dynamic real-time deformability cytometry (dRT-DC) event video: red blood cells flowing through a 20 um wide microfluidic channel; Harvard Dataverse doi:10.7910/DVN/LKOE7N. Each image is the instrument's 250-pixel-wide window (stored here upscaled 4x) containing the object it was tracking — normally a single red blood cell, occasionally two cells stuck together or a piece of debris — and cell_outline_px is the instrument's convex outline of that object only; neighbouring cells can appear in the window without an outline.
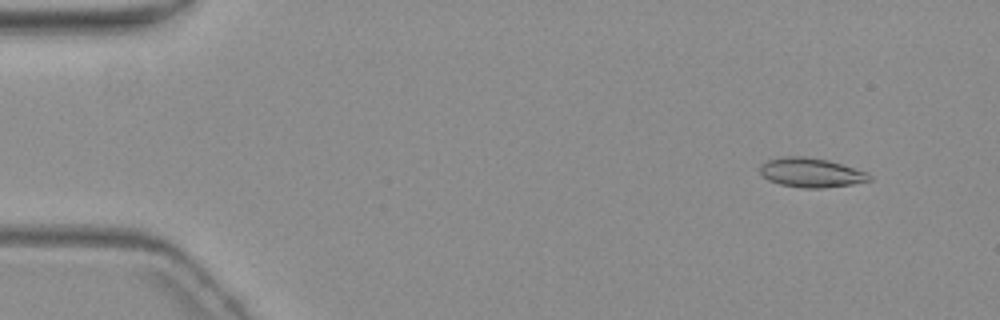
{"species": "common noctule bat (a hibernating species)", "species_latin": "Nyctalus noctula", "temperature_condition": "warm", "stored_images_in_passage": 8, "camera_frame_rate_fps": 3000, "um_per_image_px": 0.085, "animal": {"sex": "female", "body_mass_g": 19.3, "forearm_length_mm": 54.1}, "frame": {"image": 1, "passage_image": 2, "time_ms": 1.333, "image_size_px": [1000, 320], "cell_outline_px": [[872, 180], [852, 184], [820, 188], [800, 188], [780, 184], [768, 180], [760, 172], [760, 164], [768, 160], [784, 156], [804, 156], [828, 160], [868, 172], [872, 176]], "centroid_in_image_um": [68.95, 14.67], "position_along_channel_um": 16.1, "area_um2": 18.73}}
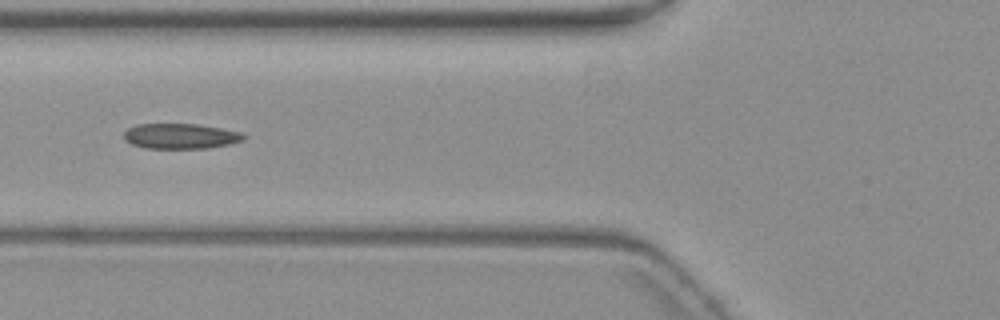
{"frame": {"image": 2, "passage_image": 6, "time_ms": 7.0, "image_size_px": [1000, 320], "cell_outline_px": [[248, 136], [244, 140], [228, 144], [208, 148], [144, 148], [132, 144], [124, 140], [124, 132], [128, 128], [136, 124], [196, 124], [220, 128], [240, 132]], "centroid_in_image_um": [15.33, 11.57], "position_along_channel_um": 110.5, "area_um2": 17.63}}
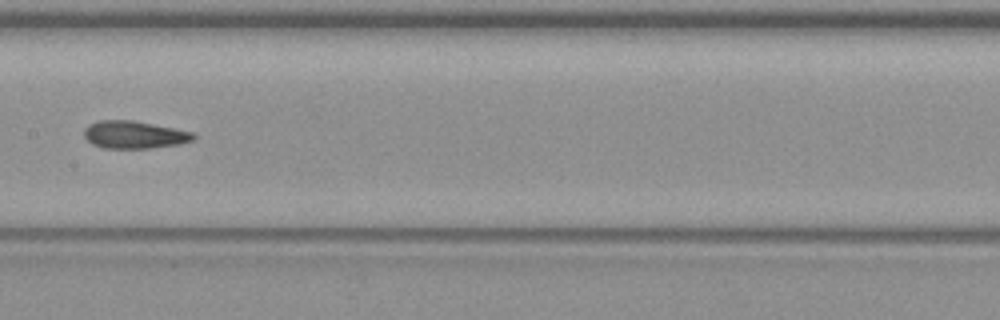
{"frame": {"image": 3, "passage_image": 8, "time_ms": 9.333, "image_size_px": [1000, 320], "cell_outline_px": [[196, 140], [180, 144], [152, 148], [104, 148], [92, 144], [84, 136], [84, 128], [88, 124], [100, 120], [132, 120], [192, 132], [196, 136]], "centroid_in_image_um": [11.41, 11.46], "position_along_channel_um": 196.0, "area_um2": 17.57}}